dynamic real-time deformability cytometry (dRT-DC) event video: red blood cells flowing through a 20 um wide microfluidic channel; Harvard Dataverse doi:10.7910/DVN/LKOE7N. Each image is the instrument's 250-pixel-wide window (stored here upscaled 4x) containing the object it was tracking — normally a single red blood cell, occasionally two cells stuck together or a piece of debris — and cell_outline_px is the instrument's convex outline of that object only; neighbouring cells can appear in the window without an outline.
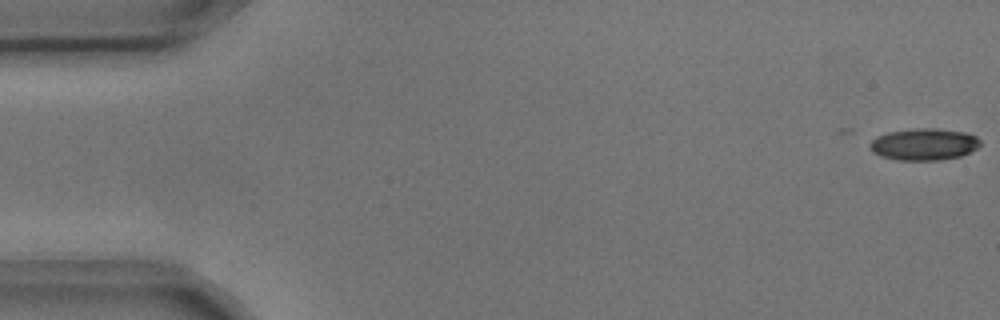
{"species": "common noctule bat (a hibernating species)", "species_latin": "Nyctalus noctula", "temperature_condition": "cold", "stored_images_in_passage": 5, "camera_frame_rate_fps": 3000, "um_per_image_px": 0.085, "animal": {"sex": "male", "body_mass_g": 17.9, "forearm_length_mm": 54.2}, "frame": {"image": 1, "passage_image": 1, "time_ms": 0.0, "image_size_px": [1000, 320], "cell_outline_px": [[980, 144], [976, 148], [960, 156], [940, 160], [900, 160], [880, 156], [872, 152], [868, 144], [868, 140], [876, 136], [888, 132], [916, 128], [936, 128], [964, 132], [976, 136], [980, 140]], "centroid_in_image_um": [78.48, 12.26], "position_along_channel_um": 6.5, "area_um2": 20.58}}
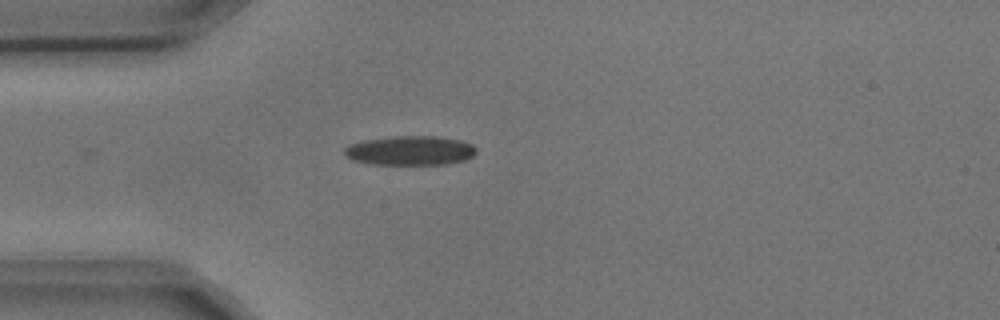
{"frame": {"image": 2, "passage_image": 5, "time_ms": 1.333, "image_size_px": [1000, 320], "cell_outline_px": [[476, 152], [472, 156], [464, 160], [444, 164], [372, 164], [352, 160], [344, 156], [344, 148], [348, 144], [364, 140], [392, 136], [436, 136], [460, 140], [472, 144], [476, 148]], "centroid_in_image_um": [34.82, 12.79], "position_along_channel_um": 50.2, "area_um2": 22.6}}